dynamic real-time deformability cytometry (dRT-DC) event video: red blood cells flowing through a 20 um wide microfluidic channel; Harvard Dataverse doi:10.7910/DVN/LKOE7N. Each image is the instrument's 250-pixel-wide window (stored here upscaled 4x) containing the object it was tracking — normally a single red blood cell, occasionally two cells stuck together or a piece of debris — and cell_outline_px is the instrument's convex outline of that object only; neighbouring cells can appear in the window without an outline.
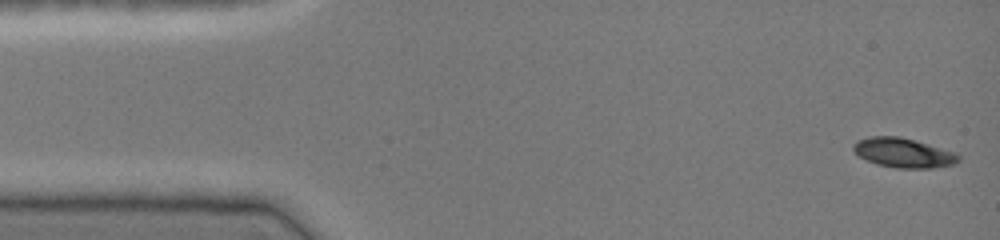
{"species": "common noctule bat (a hibernating species)", "species_latin": "Nyctalus noctula", "temperature_condition": "cold", "stored_images_in_passage": 34, "camera_frame_rate_fps": 3000, "um_per_image_px": 0.085, "animal": {"sex": "female", "body_mass_g": 19.0, "forearm_length_mm": 51.5}, "frame": {"image": 1, "passage_image": 1, "time_ms": 0.0, "image_size_px": [1000, 240], "cell_outline_px": [[960, 160], [956, 164], [932, 168], [896, 168], [876, 164], [860, 156], [852, 148], [852, 144], [856, 140], [868, 136], [900, 136], [956, 152], [960, 156]], "centroid_in_image_um": [76.8, 12.98], "position_along_channel_um": 8.2, "area_um2": 18.21}}
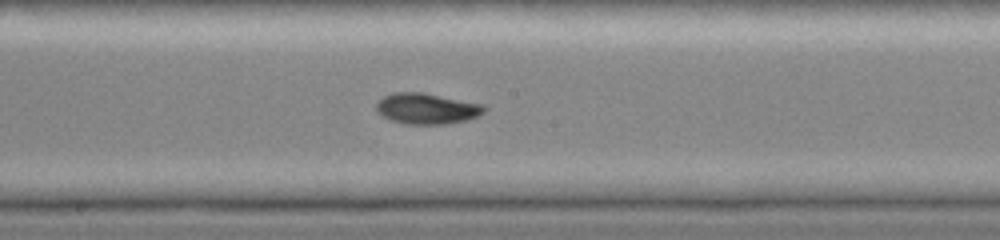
{"frame": {"image": 2, "passage_image": 19, "time_ms": 6.0, "image_size_px": [1000, 240], "cell_outline_px": [[488, 108], [484, 112], [468, 120], [444, 124], [408, 124], [392, 120], [376, 112], [376, 104], [384, 96], [392, 92], [424, 92], [484, 104]], "centroid_in_image_um": [36.3, 9.22], "position_along_channel_um": 211.9, "area_um2": 19.48}}
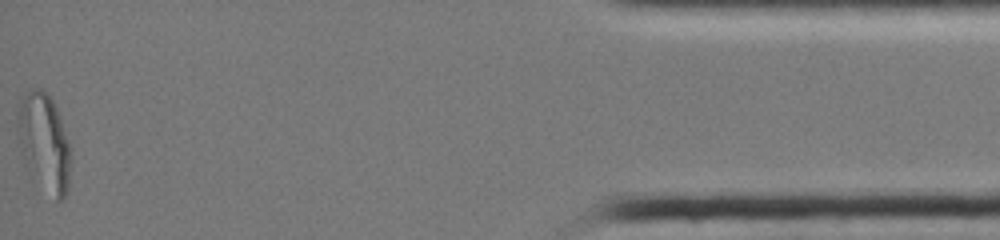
{"frame": {"image": 3, "passage_image": 34, "time_ms": 11.0, "image_size_px": [1000, 240], "cell_outline_px": [[68, 184], [64, 196], [60, 200], [56, 200], [28, 168], [20, 152], [16, 128], [16, 104], [32, 88], [40, 88], [52, 100], [56, 108], [68, 144]], "centroid_in_image_um": [3.66, 12.01], "position_along_channel_um": 431.5, "area_um2": 29.25}}